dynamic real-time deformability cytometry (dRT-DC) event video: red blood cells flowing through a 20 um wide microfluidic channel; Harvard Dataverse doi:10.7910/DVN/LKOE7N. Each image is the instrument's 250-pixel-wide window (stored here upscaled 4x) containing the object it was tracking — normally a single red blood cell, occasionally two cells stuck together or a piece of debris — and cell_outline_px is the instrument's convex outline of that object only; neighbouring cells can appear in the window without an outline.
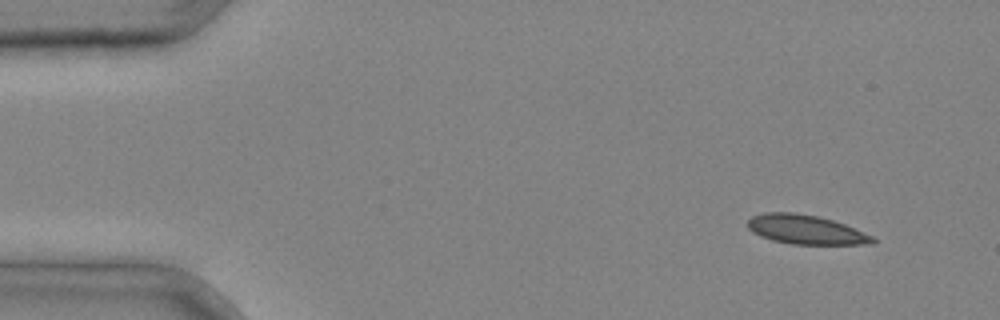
{"species": "common noctule bat (a hibernating species)", "species_latin": "Nyctalus noctula", "temperature_condition": "cold", "stored_images_in_passage": 3, "camera_frame_rate_fps": 3000, "um_per_image_px": 0.085, "animal": {"sex": "male", "body_mass_g": 20.4}, "frame": {"image": 1, "passage_image": 1, "time_ms": 0.0, "image_size_px": [1000, 320], "cell_outline_px": [[876, 244], [792, 244], [772, 240], [760, 236], [752, 232], [748, 228], [748, 220], [752, 216], [764, 212], [796, 212], [816, 216], [832, 220], [844, 224], [872, 236], [876, 240]], "centroid_in_image_um": [68.46, 19.51], "position_along_channel_um": 16.5, "area_um2": 21.21}}
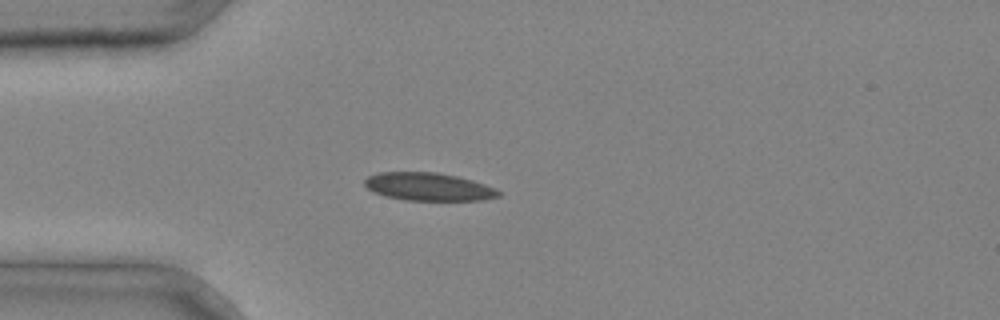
{"frame": {"image": 2, "passage_image": 3, "time_ms": 0.667, "image_size_px": [1000, 320], "cell_outline_px": [[504, 192], [500, 196], [484, 200], [404, 200], [384, 196], [372, 192], [364, 184], [364, 180], [368, 176], [380, 172], [436, 172], [456, 176], [472, 180], [496, 188]], "centroid_in_image_um": [36.44, 15.88], "position_along_channel_um": 48.6, "area_um2": 21.96}}